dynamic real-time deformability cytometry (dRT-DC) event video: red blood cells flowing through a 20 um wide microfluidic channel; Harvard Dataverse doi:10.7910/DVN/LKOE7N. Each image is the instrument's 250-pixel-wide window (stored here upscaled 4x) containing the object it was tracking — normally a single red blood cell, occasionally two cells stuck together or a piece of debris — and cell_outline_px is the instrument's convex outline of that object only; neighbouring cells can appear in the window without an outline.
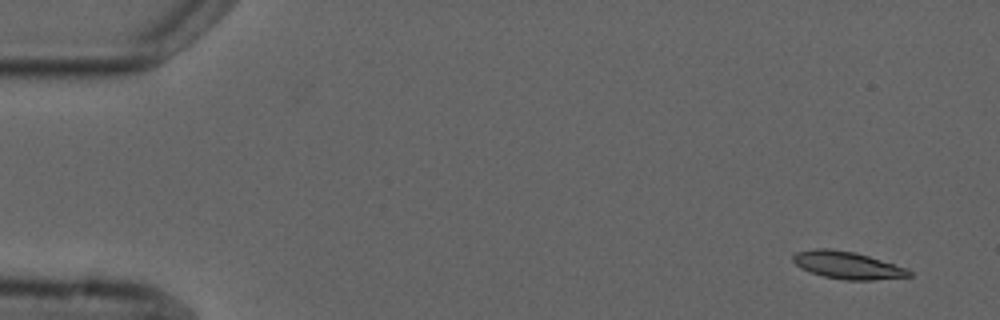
{"species": "common noctule bat (a hibernating species)", "species_latin": "Nyctalus noctula", "temperature_condition": "cold", "stored_images_in_passage": 5, "camera_frame_rate_fps": 3000, "um_per_image_px": 0.085, "animal": {"sex": "male", "forearm_length_mm": 52.5}, "frame": {"image": 1, "passage_image": 1, "time_ms": 0.0, "image_size_px": [1000, 320], "cell_outline_px": [[912, 276], [872, 280], [844, 280], [824, 276], [808, 272], [800, 268], [792, 260], [792, 252], [816, 248], [828, 248], [856, 252], [908, 268], [912, 272]], "centroid_in_image_um": [72.0, 22.53], "position_along_channel_um": 13.0, "area_um2": 18.79}}
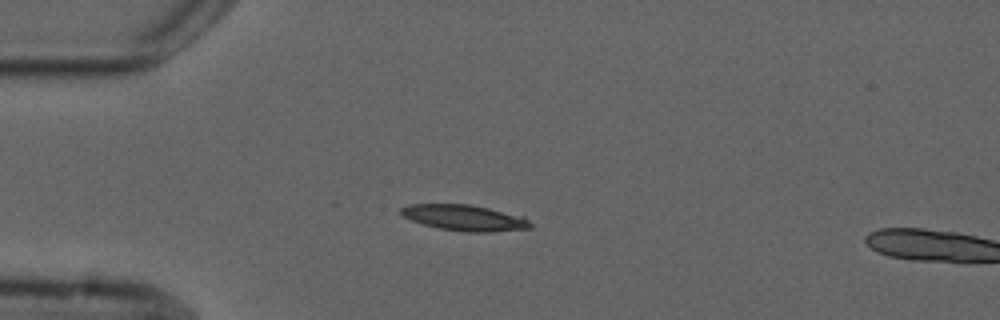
{"frame": {"image": 2, "passage_image": 4, "time_ms": 3.667, "image_size_px": [1000, 320], "cell_outline_px": [[532, 228], [488, 232], [464, 232], [440, 228], [424, 224], [412, 220], [404, 216], [400, 212], [400, 208], [408, 204], [472, 204], [524, 216], [532, 224]], "centroid_in_image_um": [39.52, 18.5], "position_along_channel_um": 45.5, "area_um2": 19.54}}